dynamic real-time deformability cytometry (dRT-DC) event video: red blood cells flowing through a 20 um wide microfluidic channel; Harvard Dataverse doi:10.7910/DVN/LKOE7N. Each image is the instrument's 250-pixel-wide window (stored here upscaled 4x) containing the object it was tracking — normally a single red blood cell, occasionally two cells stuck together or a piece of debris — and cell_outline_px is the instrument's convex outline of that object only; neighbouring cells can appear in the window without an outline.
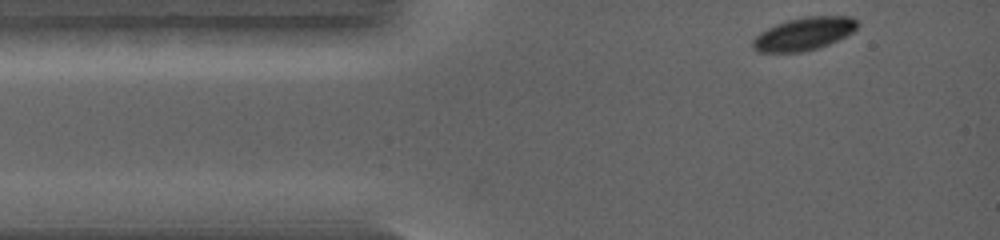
{"species": "common noctule bat (a hibernating species)", "species_latin": "Nyctalus noctula", "temperature_condition": "warm", "stored_images_in_passage": 46, "camera_frame_rate_fps": 5000, "um_per_image_px": 0.085, "animal": {"sex": "female", "body_mass_g": 19.0, "forearm_length_mm": 56.7}, "frame": {"image": 1, "passage_image": 1, "time_ms": 0.0, "image_size_px": [1000, 240], "cell_outline_px": [[860, 24], [852, 32], [828, 44], [816, 48], [800, 52], [756, 52], [752, 48], [752, 40], [760, 32], [776, 24], [788, 20], [804, 16], [852, 16]], "centroid_in_image_um": [68.31, 2.87], "position_along_channel_um": 16.7, "area_um2": 19.94}}
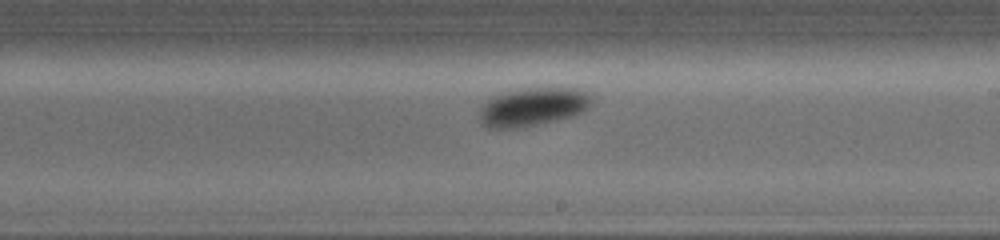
{"frame": {"image": 2, "passage_image": 27, "time_ms": 5.2, "image_size_px": [1000, 240], "cell_outline_px": [[592, 100], [588, 108], [572, 116], [520, 128], [488, 128], [480, 120], [480, 108], [488, 100], [496, 96], [508, 92], [528, 88], [576, 88], [592, 96]], "centroid_in_image_um": [45.3, 9.09], "position_along_channel_um": 243.7, "area_um2": 24.57}}
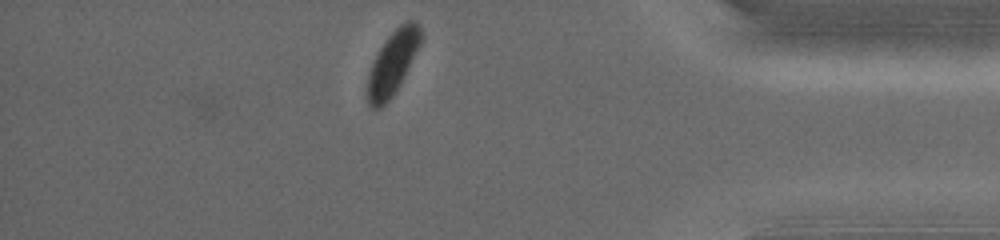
{"frame": {"image": 3, "passage_image": 45, "time_ms": 8.8, "image_size_px": [1000, 240], "cell_outline_px": [[424, 40], [392, 96], [376, 112], [368, 104], [368, 76], [372, 64], [380, 48], [388, 36], [400, 24], [408, 20], [416, 20], [420, 24], [424, 36]], "centroid_in_image_um": [33.43, 5.29], "position_along_channel_um": 401.8, "area_um2": 19.77}}